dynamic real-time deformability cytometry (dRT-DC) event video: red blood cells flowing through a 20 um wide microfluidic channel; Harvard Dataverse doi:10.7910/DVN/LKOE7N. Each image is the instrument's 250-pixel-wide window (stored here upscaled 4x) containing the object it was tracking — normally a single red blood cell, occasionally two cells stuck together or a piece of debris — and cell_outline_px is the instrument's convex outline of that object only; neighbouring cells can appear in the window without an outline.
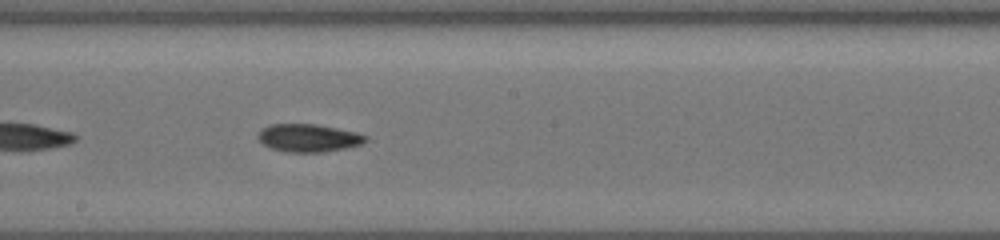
{"species": "common noctule bat (a hibernating species)", "species_latin": "Nyctalus noctula", "temperature_condition": "cold", "stored_images_in_passage": 50, "camera_frame_rate_fps": 3000, "um_per_image_px": 0.085, "animal": {"sex": "female", "body_mass_g": 19.5, "forearm_length_mm": 54.1}, "frame": {"image": 1, "passage_image": 29, "time_ms": 4.667, "image_size_px": [1000, 240], "cell_outline_px": [[368, 140], [360, 144], [344, 148], [324, 152], [288, 152], [268, 148], [256, 136], [264, 128], [272, 124], [316, 124], [356, 132], [368, 136]], "centroid_in_image_um": [26.22, 11.73], "position_along_channel_um": 222.0, "area_um2": 17.34}}
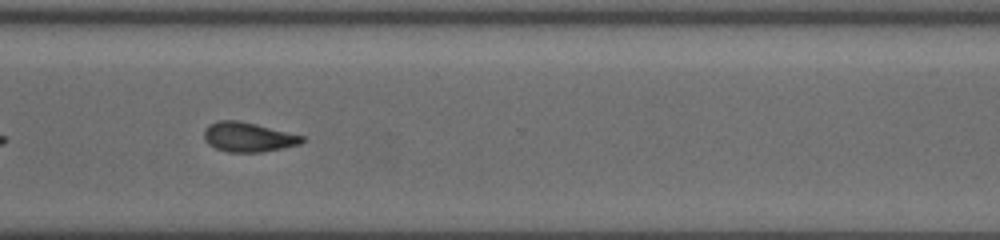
{"frame": {"image": 2, "passage_image": 49, "time_ms": 8.0, "image_size_px": [1000, 240], "cell_outline_px": [[304, 140], [300, 144], [260, 152], [228, 152], [216, 148], [208, 144], [204, 140], [204, 128], [220, 120], [236, 120], [256, 124], [304, 136]], "centroid_in_image_um": [21.07, 11.65], "position_along_channel_um": 349.5, "area_um2": 16.65}}